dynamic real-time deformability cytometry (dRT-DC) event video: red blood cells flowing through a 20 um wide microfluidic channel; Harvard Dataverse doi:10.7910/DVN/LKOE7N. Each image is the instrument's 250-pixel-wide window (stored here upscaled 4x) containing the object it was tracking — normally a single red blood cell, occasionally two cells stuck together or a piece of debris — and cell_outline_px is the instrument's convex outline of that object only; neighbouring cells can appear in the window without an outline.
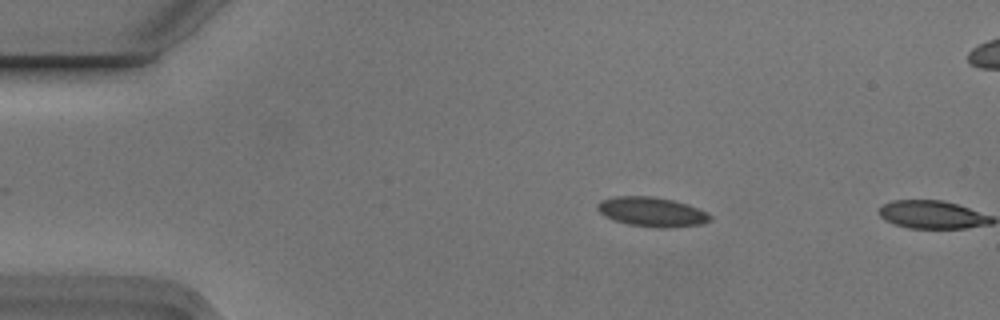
{"species": "Egyptian fruit bat (a non-hibernating species)", "species_latin": "Rousettus aegyptiacus", "temperature_condition": "cold", "stored_images_in_passage": 2, "camera_frame_rate_fps": 3000, "um_per_image_px": 0.085, "animal": {"sex": "male"}, "frame": {"image": 1, "passage_image": 1, "time_ms": 0.0, "image_size_px": [1000, 320], "cell_outline_px": [[712, 220], [704, 224], [668, 228], [656, 228], [628, 224], [604, 216], [596, 208], [596, 204], [600, 200], [616, 196], [652, 196], [672, 200], [688, 204], [708, 212], [712, 216]], "centroid_in_image_um": [55.44, 18.01], "position_along_channel_um": 29.6, "area_um2": 19.59}}